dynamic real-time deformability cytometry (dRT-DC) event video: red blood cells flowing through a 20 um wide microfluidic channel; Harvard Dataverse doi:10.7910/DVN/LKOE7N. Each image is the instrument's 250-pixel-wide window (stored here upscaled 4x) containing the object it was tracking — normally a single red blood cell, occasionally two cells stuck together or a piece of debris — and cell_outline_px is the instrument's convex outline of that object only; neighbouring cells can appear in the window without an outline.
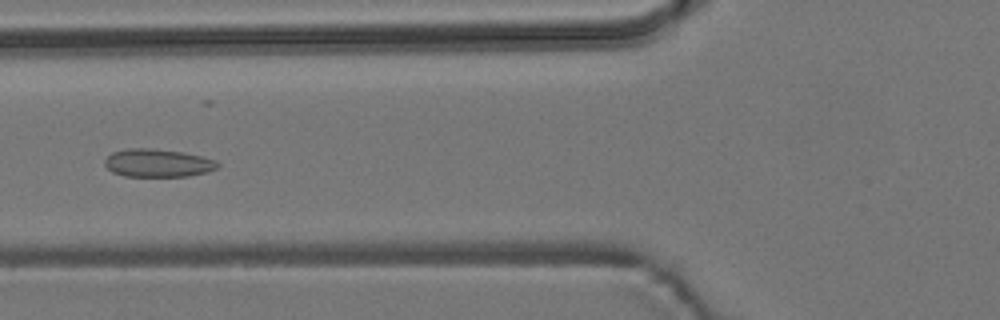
{"species": "common noctule bat (a hibernating species)", "species_latin": "Nyctalus noctula", "temperature_condition": "room temperature", "stored_images_in_passage": 8, "camera_frame_rate_fps": 3000, "um_per_image_px": 0.085, "animal": {"sex": "male", "body_mass_g": 19.2, "forearm_length_mm": 51.8}, "frame": {"image": 1, "passage_image": 5, "time_ms": 4.667, "image_size_px": [1000, 320], "cell_outline_px": [[220, 164], [216, 168], [208, 172], [188, 176], [124, 176], [112, 172], [104, 164], [104, 160], [112, 152], [128, 148], [152, 148], [184, 152], [204, 156], [216, 160]], "centroid_in_image_um": [13.43, 13.85], "position_along_channel_um": 112.4, "area_um2": 18.61}}
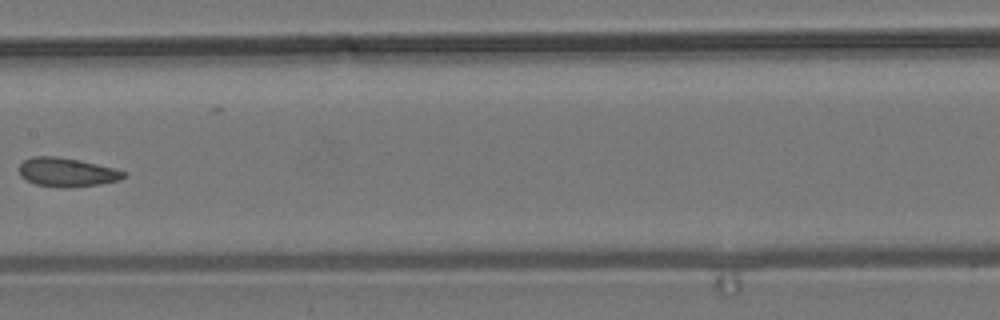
{"frame": {"image": 2, "passage_image": 7, "time_ms": 7.0, "image_size_px": [1000, 320], "cell_outline_px": [[128, 176], [120, 180], [100, 184], [68, 188], [60, 188], [36, 184], [24, 180], [20, 176], [20, 164], [24, 160], [32, 156], [56, 156], [80, 160], [112, 168], [124, 172]], "centroid_in_image_um": [5.66, 14.65], "position_along_channel_um": 201.7, "area_um2": 17.69}}
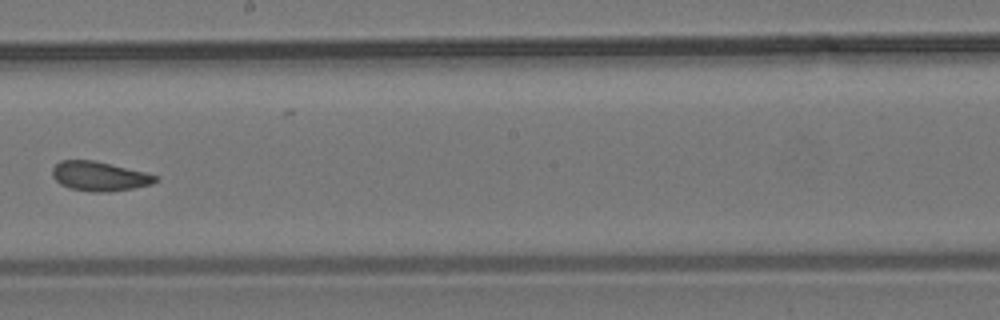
{"frame": {"image": 3, "passage_image": 8, "time_ms": 8.0, "image_size_px": [1000, 320], "cell_outline_px": [[160, 180], [152, 184], [132, 188], [108, 192], [92, 192], [72, 188], [60, 184], [52, 176], [52, 168], [60, 160], [96, 160], [160, 176]], "centroid_in_image_um": [8.47, 14.97], "position_along_channel_um": 239.7, "area_um2": 17.74}}